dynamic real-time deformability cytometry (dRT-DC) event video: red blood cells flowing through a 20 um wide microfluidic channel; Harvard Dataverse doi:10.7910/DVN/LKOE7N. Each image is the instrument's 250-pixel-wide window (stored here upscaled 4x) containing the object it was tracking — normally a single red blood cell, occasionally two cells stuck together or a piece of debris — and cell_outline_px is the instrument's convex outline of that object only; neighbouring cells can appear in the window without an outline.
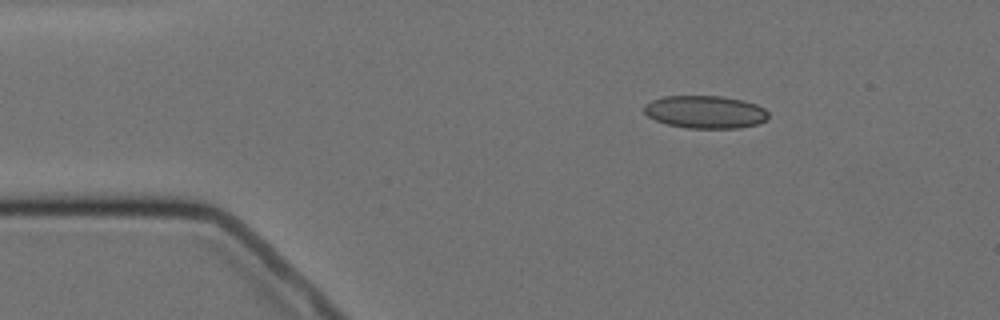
{"species": "Egyptian fruit bat (a non-hibernating species)", "species_latin": "Rousettus aegyptiacus", "temperature_condition": "cold", "stored_images_in_passage": 4, "camera_frame_rate_fps": 3000, "um_per_image_px": 0.085, "animal": {"sex": "female"}, "frame": {"image": 1, "passage_image": 2, "time_ms": 1.333, "image_size_px": [1000, 320], "cell_outline_px": [[768, 120], [760, 124], [740, 128], [688, 128], [668, 124], [656, 120], [648, 116], [644, 112], [644, 104], [652, 100], [664, 96], [724, 96], [744, 100], [756, 104], [764, 108], [768, 112]], "centroid_in_image_um": [59.99, 9.51], "position_along_channel_um": 25.0, "area_um2": 23.93}}
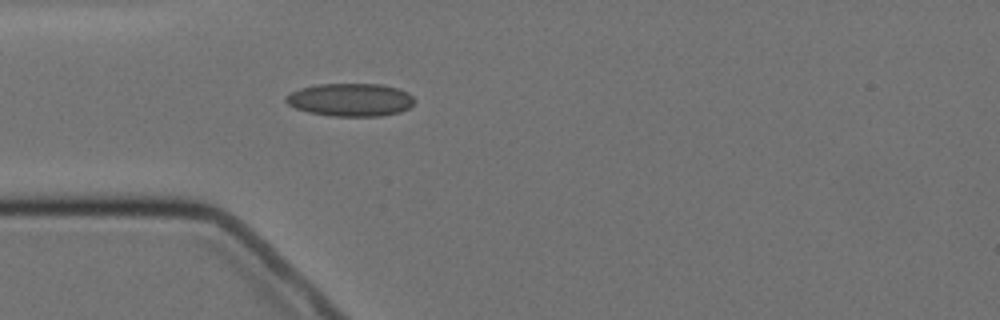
{"frame": {"image": 2, "passage_image": 4, "time_ms": 3.667, "image_size_px": [1000, 320], "cell_outline_px": [[416, 100], [408, 108], [400, 112], [380, 116], [332, 116], [308, 112], [296, 108], [288, 104], [284, 100], [284, 96], [300, 88], [316, 84], [384, 84], [408, 92]], "centroid_in_image_um": [29.78, 8.48], "position_along_channel_um": 55.2, "area_um2": 24.8}}